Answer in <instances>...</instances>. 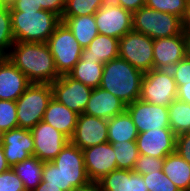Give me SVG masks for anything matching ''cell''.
<instances>
[{"mask_svg":"<svg viewBox=\"0 0 190 191\" xmlns=\"http://www.w3.org/2000/svg\"><path fill=\"white\" fill-rule=\"evenodd\" d=\"M31 83H53L61 75L47 43L15 41L6 56Z\"/></svg>","mask_w":190,"mask_h":191,"instance_id":"1","label":"cell"},{"mask_svg":"<svg viewBox=\"0 0 190 191\" xmlns=\"http://www.w3.org/2000/svg\"><path fill=\"white\" fill-rule=\"evenodd\" d=\"M144 73L120 57L104 64L100 88L106 90L126 105L140 97Z\"/></svg>","mask_w":190,"mask_h":191,"instance_id":"2","label":"cell"},{"mask_svg":"<svg viewBox=\"0 0 190 191\" xmlns=\"http://www.w3.org/2000/svg\"><path fill=\"white\" fill-rule=\"evenodd\" d=\"M12 31L17 42L47 43L61 18L47 10L10 11Z\"/></svg>","mask_w":190,"mask_h":191,"instance_id":"3","label":"cell"},{"mask_svg":"<svg viewBox=\"0 0 190 191\" xmlns=\"http://www.w3.org/2000/svg\"><path fill=\"white\" fill-rule=\"evenodd\" d=\"M52 98L51 84L31 83L16 100L18 128L31 130L42 121Z\"/></svg>","mask_w":190,"mask_h":191,"instance_id":"4","label":"cell"},{"mask_svg":"<svg viewBox=\"0 0 190 191\" xmlns=\"http://www.w3.org/2000/svg\"><path fill=\"white\" fill-rule=\"evenodd\" d=\"M132 23L134 31L145 34L153 40L183 33L180 17L147 6L133 12Z\"/></svg>","mask_w":190,"mask_h":191,"instance_id":"5","label":"cell"},{"mask_svg":"<svg viewBox=\"0 0 190 191\" xmlns=\"http://www.w3.org/2000/svg\"><path fill=\"white\" fill-rule=\"evenodd\" d=\"M47 45L60 75L68 74L80 60L83 48L63 22L56 27Z\"/></svg>","mask_w":190,"mask_h":191,"instance_id":"6","label":"cell"},{"mask_svg":"<svg viewBox=\"0 0 190 191\" xmlns=\"http://www.w3.org/2000/svg\"><path fill=\"white\" fill-rule=\"evenodd\" d=\"M139 99L164 107L177 99V85L171 70L152 69L145 72Z\"/></svg>","mask_w":190,"mask_h":191,"instance_id":"7","label":"cell"},{"mask_svg":"<svg viewBox=\"0 0 190 191\" xmlns=\"http://www.w3.org/2000/svg\"><path fill=\"white\" fill-rule=\"evenodd\" d=\"M119 57L143 73L153 69V39L145 34L129 31L119 39Z\"/></svg>","mask_w":190,"mask_h":191,"instance_id":"8","label":"cell"},{"mask_svg":"<svg viewBox=\"0 0 190 191\" xmlns=\"http://www.w3.org/2000/svg\"><path fill=\"white\" fill-rule=\"evenodd\" d=\"M51 162L62 172L63 191H71L90 182L85 170L83 151L70 141Z\"/></svg>","mask_w":190,"mask_h":191,"instance_id":"9","label":"cell"},{"mask_svg":"<svg viewBox=\"0 0 190 191\" xmlns=\"http://www.w3.org/2000/svg\"><path fill=\"white\" fill-rule=\"evenodd\" d=\"M94 17L99 34L120 39L133 30V13L110 1H105Z\"/></svg>","mask_w":190,"mask_h":191,"instance_id":"10","label":"cell"},{"mask_svg":"<svg viewBox=\"0 0 190 191\" xmlns=\"http://www.w3.org/2000/svg\"><path fill=\"white\" fill-rule=\"evenodd\" d=\"M53 98L78 115L84 112L93 88L71 78L61 75L51 83Z\"/></svg>","mask_w":190,"mask_h":191,"instance_id":"11","label":"cell"},{"mask_svg":"<svg viewBox=\"0 0 190 191\" xmlns=\"http://www.w3.org/2000/svg\"><path fill=\"white\" fill-rule=\"evenodd\" d=\"M126 111L134 122L138 133L170 128L168 107L144 102L141 99L126 105Z\"/></svg>","mask_w":190,"mask_h":191,"instance_id":"12","label":"cell"},{"mask_svg":"<svg viewBox=\"0 0 190 191\" xmlns=\"http://www.w3.org/2000/svg\"><path fill=\"white\" fill-rule=\"evenodd\" d=\"M34 140V155L39 160L52 161L70 141L51 125L40 121L31 130Z\"/></svg>","mask_w":190,"mask_h":191,"instance_id":"13","label":"cell"},{"mask_svg":"<svg viewBox=\"0 0 190 191\" xmlns=\"http://www.w3.org/2000/svg\"><path fill=\"white\" fill-rule=\"evenodd\" d=\"M107 120L92 115H78L70 142L81 150L108 142Z\"/></svg>","mask_w":190,"mask_h":191,"instance_id":"14","label":"cell"},{"mask_svg":"<svg viewBox=\"0 0 190 191\" xmlns=\"http://www.w3.org/2000/svg\"><path fill=\"white\" fill-rule=\"evenodd\" d=\"M82 151L85 170L90 181L98 182L105 175L118 169L111 143L91 146Z\"/></svg>","mask_w":190,"mask_h":191,"instance_id":"15","label":"cell"},{"mask_svg":"<svg viewBox=\"0 0 190 191\" xmlns=\"http://www.w3.org/2000/svg\"><path fill=\"white\" fill-rule=\"evenodd\" d=\"M0 141L10 168L34 155L33 135L28 129H11L0 135Z\"/></svg>","mask_w":190,"mask_h":191,"instance_id":"16","label":"cell"},{"mask_svg":"<svg viewBox=\"0 0 190 191\" xmlns=\"http://www.w3.org/2000/svg\"><path fill=\"white\" fill-rule=\"evenodd\" d=\"M140 155L165 158L175 153L176 135L170 128L141 132L136 138Z\"/></svg>","mask_w":190,"mask_h":191,"instance_id":"17","label":"cell"},{"mask_svg":"<svg viewBox=\"0 0 190 191\" xmlns=\"http://www.w3.org/2000/svg\"><path fill=\"white\" fill-rule=\"evenodd\" d=\"M184 58V33L153 40V69L170 70Z\"/></svg>","mask_w":190,"mask_h":191,"instance_id":"18","label":"cell"},{"mask_svg":"<svg viewBox=\"0 0 190 191\" xmlns=\"http://www.w3.org/2000/svg\"><path fill=\"white\" fill-rule=\"evenodd\" d=\"M31 82L7 58H0V100L16 101Z\"/></svg>","mask_w":190,"mask_h":191,"instance_id":"19","label":"cell"},{"mask_svg":"<svg viewBox=\"0 0 190 191\" xmlns=\"http://www.w3.org/2000/svg\"><path fill=\"white\" fill-rule=\"evenodd\" d=\"M125 110L126 104L122 100L112 93L97 87L93 88L83 113L109 120Z\"/></svg>","mask_w":190,"mask_h":191,"instance_id":"20","label":"cell"},{"mask_svg":"<svg viewBox=\"0 0 190 191\" xmlns=\"http://www.w3.org/2000/svg\"><path fill=\"white\" fill-rule=\"evenodd\" d=\"M97 183L100 191H148L143 176L132 170L117 169Z\"/></svg>","mask_w":190,"mask_h":191,"instance_id":"21","label":"cell"},{"mask_svg":"<svg viewBox=\"0 0 190 191\" xmlns=\"http://www.w3.org/2000/svg\"><path fill=\"white\" fill-rule=\"evenodd\" d=\"M77 117V113L52 98L42 121L57 129L70 140L76 128Z\"/></svg>","mask_w":190,"mask_h":191,"instance_id":"22","label":"cell"},{"mask_svg":"<svg viewBox=\"0 0 190 191\" xmlns=\"http://www.w3.org/2000/svg\"><path fill=\"white\" fill-rule=\"evenodd\" d=\"M119 57V39L98 34L82 49L81 59L100 60L102 64Z\"/></svg>","mask_w":190,"mask_h":191,"instance_id":"23","label":"cell"},{"mask_svg":"<svg viewBox=\"0 0 190 191\" xmlns=\"http://www.w3.org/2000/svg\"><path fill=\"white\" fill-rule=\"evenodd\" d=\"M82 48H86L99 34L94 15L61 17Z\"/></svg>","mask_w":190,"mask_h":191,"instance_id":"24","label":"cell"},{"mask_svg":"<svg viewBox=\"0 0 190 191\" xmlns=\"http://www.w3.org/2000/svg\"><path fill=\"white\" fill-rule=\"evenodd\" d=\"M162 170L180 191L190 186V164L176 152L164 158Z\"/></svg>","mask_w":190,"mask_h":191,"instance_id":"25","label":"cell"},{"mask_svg":"<svg viewBox=\"0 0 190 191\" xmlns=\"http://www.w3.org/2000/svg\"><path fill=\"white\" fill-rule=\"evenodd\" d=\"M107 124L108 142L136 141L139 133L126 110L107 120Z\"/></svg>","mask_w":190,"mask_h":191,"instance_id":"26","label":"cell"},{"mask_svg":"<svg viewBox=\"0 0 190 191\" xmlns=\"http://www.w3.org/2000/svg\"><path fill=\"white\" fill-rule=\"evenodd\" d=\"M103 68L100 60L80 58L68 75L84 85L97 88L101 84Z\"/></svg>","mask_w":190,"mask_h":191,"instance_id":"27","label":"cell"},{"mask_svg":"<svg viewBox=\"0 0 190 191\" xmlns=\"http://www.w3.org/2000/svg\"><path fill=\"white\" fill-rule=\"evenodd\" d=\"M44 161L35 156L17 163L12 167L17 176L22 180L26 191H33L42 182Z\"/></svg>","mask_w":190,"mask_h":191,"instance_id":"28","label":"cell"},{"mask_svg":"<svg viewBox=\"0 0 190 191\" xmlns=\"http://www.w3.org/2000/svg\"><path fill=\"white\" fill-rule=\"evenodd\" d=\"M170 129L175 135L190 132V104L175 99L168 106Z\"/></svg>","mask_w":190,"mask_h":191,"instance_id":"29","label":"cell"},{"mask_svg":"<svg viewBox=\"0 0 190 191\" xmlns=\"http://www.w3.org/2000/svg\"><path fill=\"white\" fill-rule=\"evenodd\" d=\"M114 148L118 169L133 170L135 162L139 158L136 141L109 142Z\"/></svg>","mask_w":190,"mask_h":191,"instance_id":"30","label":"cell"},{"mask_svg":"<svg viewBox=\"0 0 190 191\" xmlns=\"http://www.w3.org/2000/svg\"><path fill=\"white\" fill-rule=\"evenodd\" d=\"M14 42L10 5L0 4V55L2 57L7 56Z\"/></svg>","mask_w":190,"mask_h":191,"instance_id":"31","label":"cell"},{"mask_svg":"<svg viewBox=\"0 0 190 191\" xmlns=\"http://www.w3.org/2000/svg\"><path fill=\"white\" fill-rule=\"evenodd\" d=\"M104 2V0H66L62 17L94 15Z\"/></svg>","mask_w":190,"mask_h":191,"instance_id":"32","label":"cell"},{"mask_svg":"<svg viewBox=\"0 0 190 191\" xmlns=\"http://www.w3.org/2000/svg\"><path fill=\"white\" fill-rule=\"evenodd\" d=\"M189 4L190 0H145V6L156 11L176 15L181 19L184 17Z\"/></svg>","mask_w":190,"mask_h":191,"instance_id":"33","label":"cell"},{"mask_svg":"<svg viewBox=\"0 0 190 191\" xmlns=\"http://www.w3.org/2000/svg\"><path fill=\"white\" fill-rule=\"evenodd\" d=\"M16 101L0 100V135L18 128Z\"/></svg>","mask_w":190,"mask_h":191,"instance_id":"34","label":"cell"},{"mask_svg":"<svg viewBox=\"0 0 190 191\" xmlns=\"http://www.w3.org/2000/svg\"><path fill=\"white\" fill-rule=\"evenodd\" d=\"M142 176L148 191H180L163 170Z\"/></svg>","mask_w":190,"mask_h":191,"instance_id":"35","label":"cell"},{"mask_svg":"<svg viewBox=\"0 0 190 191\" xmlns=\"http://www.w3.org/2000/svg\"><path fill=\"white\" fill-rule=\"evenodd\" d=\"M164 158H156L152 156L139 155L135 162L133 172L141 175L151 174L153 172L161 171L163 167Z\"/></svg>","mask_w":190,"mask_h":191,"instance_id":"36","label":"cell"},{"mask_svg":"<svg viewBox=\"0 0 190 191\" xmlns=\"http://www.w3.org/2000/svg\"><path fill=\"white\" fill-rule=\"evenodd\" d=\"M42 181L46 182L47 188L63 190L62 172L51 161L44 162Z\"/></svg>","mask_w":190,"mask_h":191,"instance_id":"37","label":"cell"},{"mask_svg":"<svg viewBox=\"0 0 190 191\" xmlns=\"http://www.w3.org/2000/svg\"><path fill=\"white\" fill-rule=\"evenodd\" d=\"M0 191H26L22 180L12 168L0 173Z\"/></svg>","mask_w":190,"mask_h":191,"instance_id":"38","label":"cell"},{"mask_svg":"<svg viewBox=\"0 0 190 191\" xmlns=\"http://www.w3.org/2000/svg\"><path fill=\"white\" fill-rule=\"evenodd\" d=\"M177 88L190 82V61L186 58L175 64L171 69Z\"/></svg>","mask_w":190,"mask_h":191,"instance_id":"39","label":"cell"},{"mask_svg":"<svg viewBox=\"0 0 190 191\" xmlns=\"http://www.w3.org/2000/svg\"><path fill=\"white\" fill-rule=\"evenodd\" d=\"M175 152L190 164V132L176 135Z\"/></svg>","mask_w":190,"mask_h":191,"instance_id":"40","label":"cell"},{"mask_svg":"<svg viewBox=\"0 0 190 191\" xmlns=\"http://www.w3.org/2000/svg\"><path fill=\"white\" fill-rule=\"evenodd\" d=\"M10 11H39L42 10L39 0H12Z\"/></svg>","mask_w":190,"mask_h":191,"instance_id":"41","label":"cell"},{"mask_svg":"<svg viewBox=\"0 0 190 191\" xmlns=\"http://www.w3.org/2000/svg\"><path fill=\"white\" fill-rule=\"evenodd\" d=\"M42 10H47L58 15L60 18L63 15L66 0H39Z\"/></svg>","mask_w":190,"mask_h":191,"instance_id":"42","label":"cell"},{"mask_svg":"<svg viewBox=\"0 0 190 191\" xmlns=\"http://www.w3.org/2000/svg\"><path fill=\"white\" fill-rule=\"evenodd\" d=\"M112 3L118 4L126 10L132 13L137 11L139 8L145 6V0H109Z\"/></svg>","mask_w":190,"mask_h":191,"instance_id":"43","label":"cell"},{"mask_svg":"<svg viewBox=\"0 0 190 191\" xmlns=\"http://www.w3.org/2000/svg\"><path fill=\"white\" fill-rule=\"evenodd\" d=\"M177 99L190 104V82L180 85L177 88Z\"/></svg>","mask_w":190,"mask_h":191,"instance_id":"44","label":"cell"},{"mask_svg":"<svg viewBox=\"0 0 190 191\" xmlns=\"http://www.w3.org/2000/svg\"><path fill=\"white\" fill-rule=\"evenodd\" d=\"M71 191H100V188L97 182L90 181L83 186L73 188Z\"/></svg>","mask_w":190,"mask_h":191,"instance_id":"45","label":"cell"},{"mask_svg":"<svg viewBox=\"0 0 190 191\" xmlns=\"http://www.w3.org/2000/svg\"><path fill=\"white\" fill-rule=\"evenodd\" d=\"M182 29L184 34L190 35V4L182 18Z\"/></svg>","mask_w":190,"mask_h":191,"instance_id":"46","label":"cell"},{"mask_svg":"<svg viewBox=\"0 0 190 191\" xmlns=\"http://www.w3.org/2000/svg\"><path fill=\"white\" fill-rule=\"evenodd\" d=\"M10 168V166L7 164L5 155H4V151L2 148V143L0 141V173L8 170Z\"/></svg>","mask_w":190,"mask_h":191,"instance_id":"47","label":"cell"},{"mask_svg":"<svg viewBox=\"0 0 190 191\" xmlns=\"http://www.w3.org/2000/svg\"><path fill=\"white\" fill-rule=\"evenodd\" d=\"M185 58L190 61V35L185 34Z\"/></svg>","mask_w":190,"mask_h":191,"instance_id":"48","label":"cell"},{"mask_svg":"<svg viewBox=\"0 0 190 191\" xmlns=\"http://www.w3.org/2000/svg\"><path fill=\"white\" fill-rule=\"evenodd\" d=\"M33 191H63V190L47 188L46 182L42 181Z\"/></svg>","mask_w":190,"mask_h":191,"instance_id":"49","label":"cell"},{"mask_svg":"<svg viewBox=\"0 0 190 191\" xmlns=\"http://www.w3.org/2000/svg\"><path fill=\"white\" fill-rule=\"evenodd\" d=\"M12 0H0V4H10Z\"/></svg>","mask_w":190,"mask_h":191,"instance_id":"50","label":"cell"}]
</instances>
